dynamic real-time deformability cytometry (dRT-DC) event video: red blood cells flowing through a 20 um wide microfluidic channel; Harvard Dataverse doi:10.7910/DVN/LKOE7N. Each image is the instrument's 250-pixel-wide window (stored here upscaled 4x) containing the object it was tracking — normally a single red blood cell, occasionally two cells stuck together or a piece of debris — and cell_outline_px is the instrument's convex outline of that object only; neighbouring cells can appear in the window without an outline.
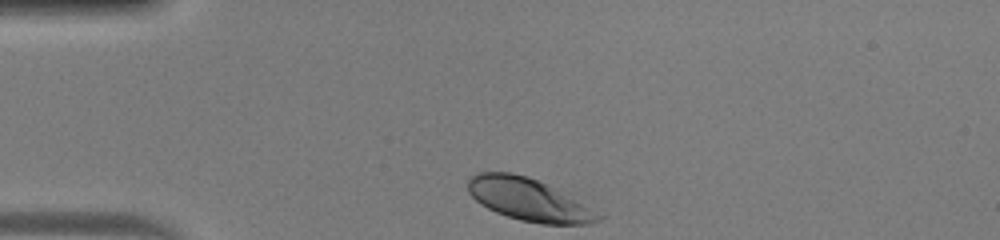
{"species": "human", "species_latin": "Homo sapiens", "temperature_condition": "warm", "stored_images_in_passage": 31, "camera_frame_rate_fps": 3000, "um_per_image_px": 0.085, "donor": {"sex": "male"}, "frame": {"image": 1, "passage_image": 1, "time_ms": 0.0, "image_size_px": [1000, 240], "cell_outline_px": [[604, 216], [600, 220], [592, 224], [540, 224], [520, 220], [496, 212], [480, 204], [468, 192], [468, 180], [476, 172], [512, 172], [528, 176], [552, 188]], "centroid_in_image_um": [44.87, 16.97], "position_along_channel_um": 40.1, "area_um2": 31.56}}
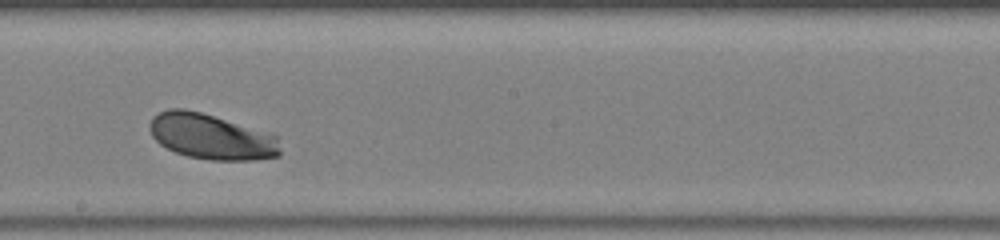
{"frame": {"image": 2, "passage_image": 18, "time_ms": 5.667, "image_size_px": [1000, 240], "cell_outline_px": [[280, 156], [256, 160], [208, 160], [188, 156], [176, 152], [160, 144], [152, 136], [148, 128], [148, 124], [152, 116], [168, 108], [184, 108], [200, 112], [276, 136], [280, 148]], "centroid_in_image_um": [17.9, 11.62], "position_along_channel_um": 230.3, "area_um2": 34.28}}
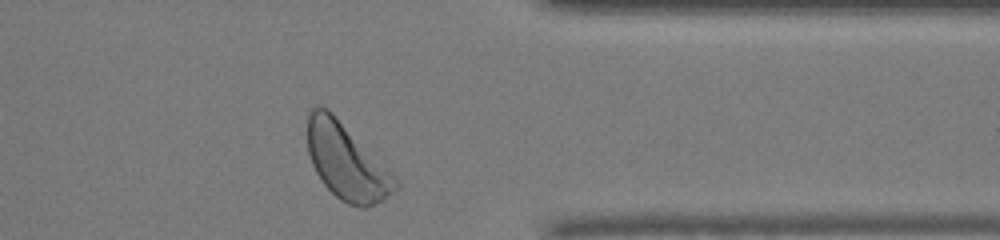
{"frame": {"image": 3, "passage_image": 30, "time_ms": 9.667, "image_size_px": [1000, 240], "cell_outline_px": [[400, 188], [384, 200], [364, 208], [360, 208], [348, 204], [340, 200], [320, 180], [312, 164], [308, 152], [308, 112], [312, 108], [328, 108], [392, 172], [400, 184]], "centroid_in_image_um": [29.48, 13.78], "position_along_channel_um": 381.9, "area_um2": 38.73}, "authors_computed_cell_mechanics": {"area_um2": 34.2754, "velocity_mm_per_s": 4.0214, "shape_relaxation_time_tau1_ms": 1.1575, "shape_relaxation_time_tau2_ms": null, "deformation_change_tau1": 0.089, "deformation_change_tau2": null}}